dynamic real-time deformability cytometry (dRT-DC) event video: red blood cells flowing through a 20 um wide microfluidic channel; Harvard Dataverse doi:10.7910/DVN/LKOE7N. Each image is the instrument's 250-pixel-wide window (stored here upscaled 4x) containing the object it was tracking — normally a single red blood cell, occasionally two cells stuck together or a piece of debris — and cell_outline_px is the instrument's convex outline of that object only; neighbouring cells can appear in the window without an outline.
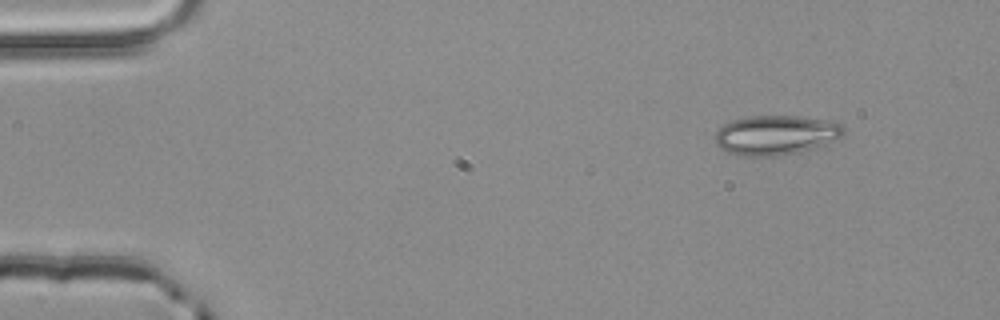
{"species": "common noctule bat (a hibernating species)", "species_latin": "Nyctalus noctula", "temperature_condition": "room temperature", "stored_images_in_passage": 4, "camera_frame_rate_fps": 3000, "um_per_image_px": 0.085, "animal": {"sex": "male", "body_mass_g": 20.4}, "frame": {"image": 1, "passage_image": 1, "time_ms": 0.0, "image_size_px": [1000, 320], "cell_outline_px": [[844, 132], [840, 136], [816, 148], [800, 152], [776, 156], [744, 156], [720, 148], [716, 144], [716, 132], [724, 124], [732, 120], [752, 116], [800, 116], [828, 120], [840, 124], [844, 128]], "centroid_in_image_um": [65.95, 11.48], "position_along_channel_um": 19.0, "area_um2": 29.36}}